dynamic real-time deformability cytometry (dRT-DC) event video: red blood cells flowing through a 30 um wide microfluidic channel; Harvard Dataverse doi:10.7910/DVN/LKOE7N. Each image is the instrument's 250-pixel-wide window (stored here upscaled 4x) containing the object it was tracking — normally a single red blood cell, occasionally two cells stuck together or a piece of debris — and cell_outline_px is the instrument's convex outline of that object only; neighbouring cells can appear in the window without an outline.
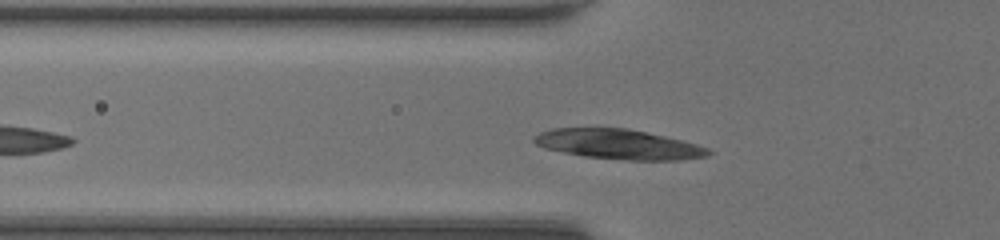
{"species": "common noctule bat (a hibernating species)", "species_latin": "Nyctalus noctula", "temperature_condition": "room temperature", "stored_images_in_passage": 32, "camera_frame_rate_fps": 3000, "um_per_image_px": 0.085, "animal": {"sex": "female", "body_mass_g": 20.0, "forearm_length_mm": 54.0}, "frame": {"image": 1, "passage_image": 7, "time_ms": 2.0, "image_size_px": [1000, 240], "cell_outline_px": [[712, 152], [708, 156], [676, 160], [628, 160], [588, 156], [564, 152], [544, 148], [536, 144], [532, 140], [540, 132], [552, 128], [628, 128], [664, 136], [696, 144], [708, 148]], "centroid_in_image_um": [52.58, 12.26], "position_along_channel_um": 73.2, "area_um2": 29.94}}
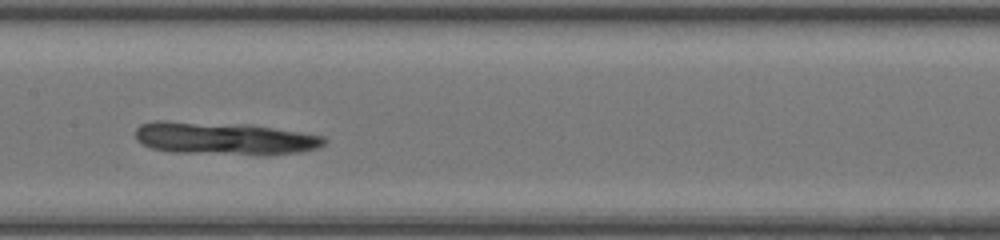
{"frame": {"image": 2, "passage_image": 15, "time_ms": 4.667, "image_size_px": [1000, 240], "cell_outline_px": [[328, 140], [324, 144], [316, 148], [296, 152], [264, 156], [176, 152], [152, 148], [144, 144], [136, 136], [136, 128], [140, 124], [156, 120], [164, 120], [248, 124], [324, 136]], "centroid_in_image_um": [19.07, 11.76], "position_along_channel_um": 188.3, "area_um2": 36.18}}
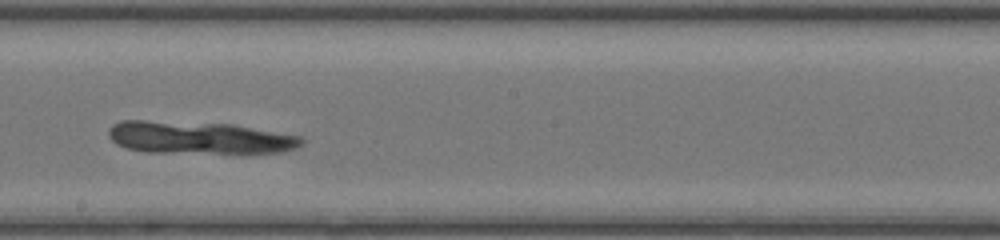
{"frame": {"image": 3, "passage_image": 18, "time_ms": 5.667, "image_size_px": [1000, 240], "cell_outline_px": [[304, 140], [300, 144], [292, 148], [280, 152], [148, 152], [128, 148], [116, 144], [108, 136], [108, 128], [112, 124], [120, 120], [144, 120], [232, 124], [300, 136]], "centroid_in_image_um": [16.83, 11.68], "position_along_channel_um": 231.4, "area_um2": 36.01}}